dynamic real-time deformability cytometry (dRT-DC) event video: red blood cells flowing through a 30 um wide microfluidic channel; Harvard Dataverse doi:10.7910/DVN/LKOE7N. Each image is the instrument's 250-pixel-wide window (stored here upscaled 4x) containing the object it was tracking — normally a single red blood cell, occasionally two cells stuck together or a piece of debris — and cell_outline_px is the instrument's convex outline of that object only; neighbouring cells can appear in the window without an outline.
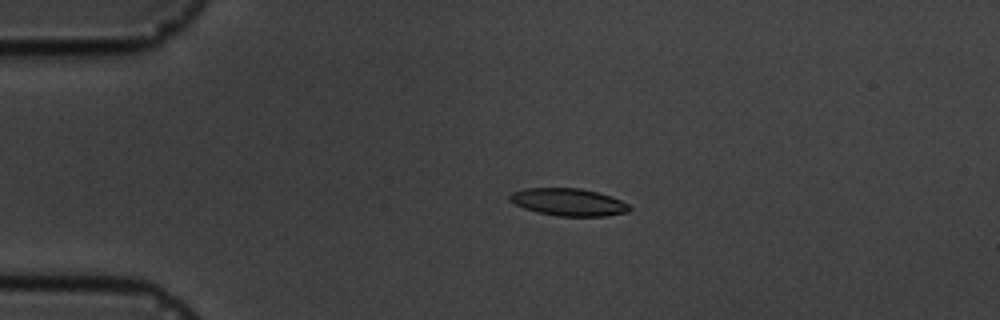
{"species": "common noctule bat (a hibernating species)", "species_latin": "Nyctalus noctula", "temperature_condition": "cold", "stored_images_in_passage": 5, "camera_frame_rate_fps": 3000, "um_per_image_px": 0.085, "animal": {"sex": "male", "body_mass_g": 19.5, "forearm_length_mm": 54.6}, "frame": {"image": 1, "passage_image": 4, "time_ms": 3.333, "image_size_px": [1000, 320], "cell_outline_px": [[632, 208], [628, 212], [604, 216], [556, 216], [524, 208], [508, 200], [508, 196], [512, 192], [524, 188], [580, 188], [612, 196], [628, 204]], "centroid_in_image_um": [48.32, 17.17], "position_along_channel_um": 36.7, "area_um2": 19.07}}